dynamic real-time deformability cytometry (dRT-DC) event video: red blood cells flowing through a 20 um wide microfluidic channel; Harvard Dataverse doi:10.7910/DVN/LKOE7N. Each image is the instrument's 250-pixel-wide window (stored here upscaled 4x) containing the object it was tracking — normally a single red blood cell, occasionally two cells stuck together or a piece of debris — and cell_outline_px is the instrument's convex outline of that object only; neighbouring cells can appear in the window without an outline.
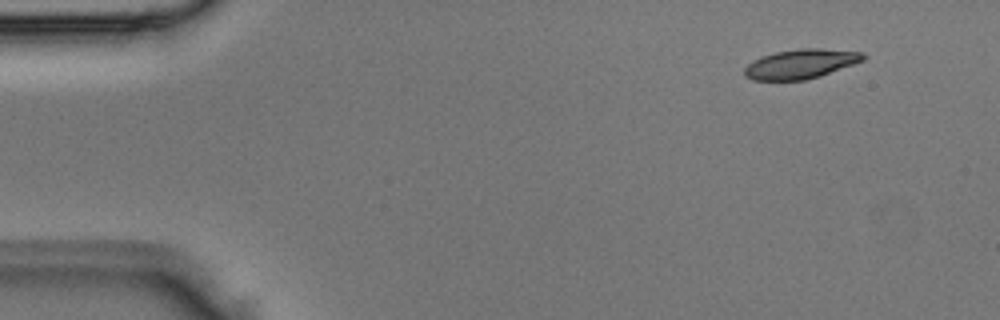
{"species": "Egyptian fruit bat (a non-hibernating species)", "species_latin": "Rousettus aegyptiacus", "temperature_condition": "room temperature", "stored_images_in_passage": 4, "segment_of_instrument_passage": [2, 2], "camera_frame_rate_fps": 3000, "um_per_image_px": 0.085, "animal": {"sex": "male"}, "frame": {"image": 1, "passage_image": 4, "time_ms": 1.0, "image_size_px": [1000, 320], "cell_outline_px": [[868, 56], [864, 60], [820, 76], [804, 80], [752, 80], [744, 76], [744, 68], [748, 64], [764, 56], [776, 52], [800, 48], [820, 48], [864, 52]], "centroid_in_image_um": [68.1, 5.43], "position_along_channel_um": 16.9, "area_um2": 20.29}}